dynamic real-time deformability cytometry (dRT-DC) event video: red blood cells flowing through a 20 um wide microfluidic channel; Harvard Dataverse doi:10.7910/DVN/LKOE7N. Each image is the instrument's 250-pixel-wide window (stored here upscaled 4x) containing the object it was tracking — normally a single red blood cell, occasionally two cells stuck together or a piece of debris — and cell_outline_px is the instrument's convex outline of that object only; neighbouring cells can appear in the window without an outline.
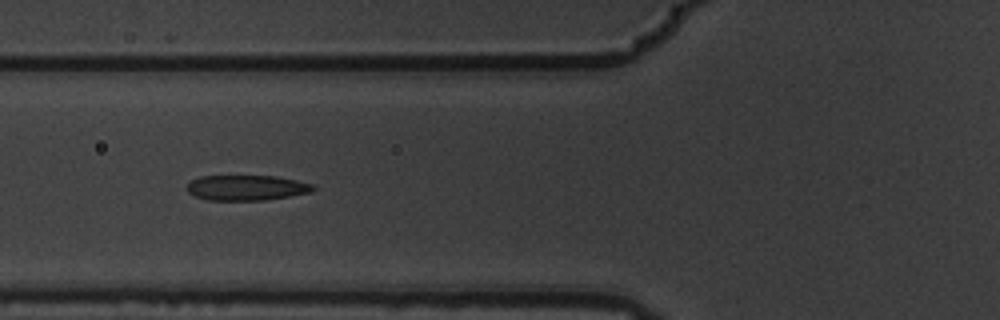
{"species": "common noctule bat (a hibernating species)", "species_latin": "Nyctalus noctula", "temperature_condition": "warm", "stored_images_in_passage": 7, "camera_frame_rate_fps": 3000, "um_per_image_px": 0.085, "animal": {"sex": "male", "body_mass_g": 19.5, "forearm_length_mm": 54.6}, "frame": {"image": 1, "passage_image": 2, "time_ms": 0.333, "image_size_px": [1000, 320], "cell_outline_px": [[316, 188], [312, 192], [264, 200], [208, 200], [196, 196], [188, 192], [184, 188], [192, 180], [200, 176], [276, 176], [296, 180], [312, 184]], "centroid_in_image_um": [20.94, 15.95], "position_along_channel_um": 104.9, "area_um2": 18.55}}
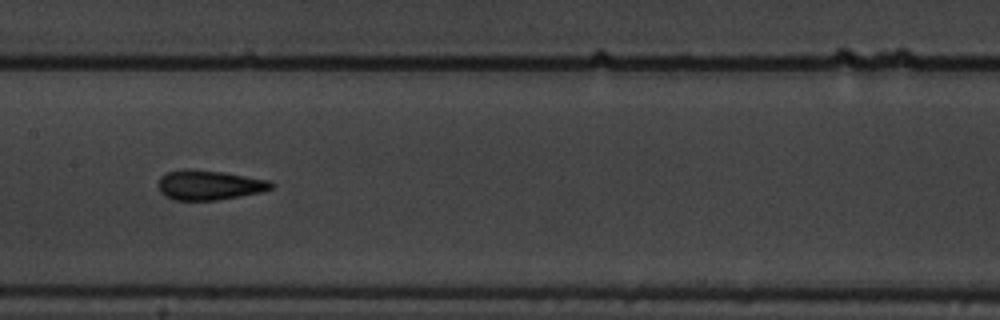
{"frame": {"image": 2, "passage_image": 4, "time_ms": 1.0, "image_size_px": [1000, 320], "cell_outline_px": [[276, 184], [272, 188], [260, 192], [240, 196], [216, 200], [172, 200], [164, 196], [160, 192], [160, 176], [168, 172], [184, 168], [188, 168], [224, 172], [268, 180]], "centroid_in_image_um": [17.77, 15.72], "position_along_channel_um": 189.6, "area_um2": 19.59}}
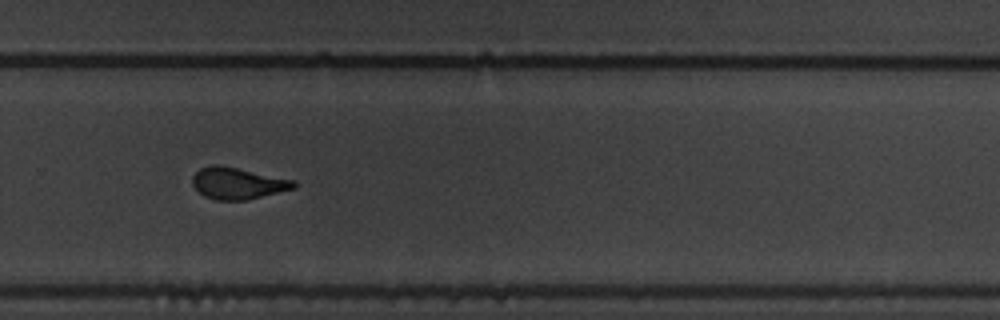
{"frame": {"image": 3, "passage_image": 7, "time_ms": 2.0, "image_size_px": [1000, 320], "cell_outline_px": [[296, 188], [248, 200], [216, 200], [204, 196], [192, 184], [192, 176], [200, 168], [212, 164], [220, 164], [296, 180]], "centroid_in_image_um": [20.22, 15.57], "position_along_channel_um": 309.6, "area_um2": 18.9}}